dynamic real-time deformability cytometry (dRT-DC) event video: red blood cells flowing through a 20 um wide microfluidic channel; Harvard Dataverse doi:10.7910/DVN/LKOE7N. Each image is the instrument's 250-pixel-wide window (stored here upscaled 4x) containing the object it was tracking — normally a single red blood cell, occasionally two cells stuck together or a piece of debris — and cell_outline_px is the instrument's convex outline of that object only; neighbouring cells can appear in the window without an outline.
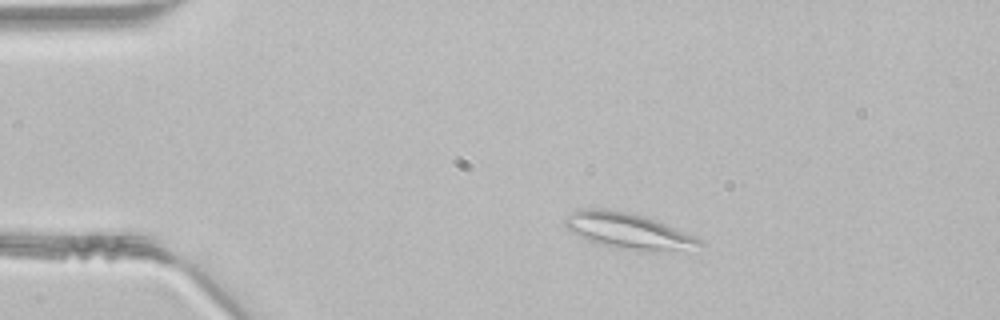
{"species": "common noctule bat (a hibernating species)", "species_latin": "Nyctalus noctula", "temperature_condition": "room temperature", "stored_images_in_passage": 44, "segment_of_instrument_passage": [1, 2], "camera_frame_rate_fps": 3000, "um_per_image_px": 0.085, "animal": {"sex": "male", "body_mass_g": 21.5, "forearm_length_mm": 52.0}, "frame": {"image": 1, "passage_image": 6, "time_ms": 1.667, "image_size_px": [1000, 320], "cell_outline_px": [[704, 244], [680, 248], [636, 252], [600, 244], [588, 240], [572, 232], [564, 224], [564, 220], [576, 208], [604, 208], [644, 216], [676, 228], [696, 236]], "centroid_in_image_um": [53.31, 19.6], "position_along_channel_um": 31.7, "area_um2": 27.46}}
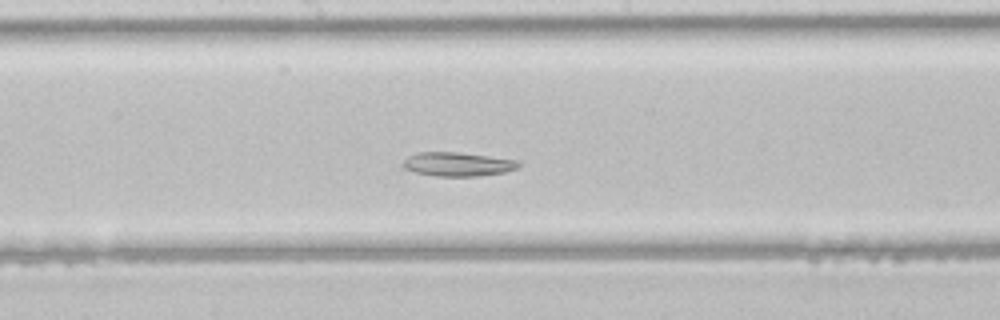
{"frame": {"image": 2, "passage_image": 22, "time_ms": 7.0, "image_size_px": [1000, 320], "cell_outline_px": [[520, 164], [516, 168], [504, 172], [480, 176], [436, 176], [416, 172], [404, 168], [404, 160], [408, 156], [416, 152], [456, 152], [520, 160]], "centroid_in_image_um": [38.92, 13.95], "position_along_channel_um": 209.3, "area_um2": 16.01}}
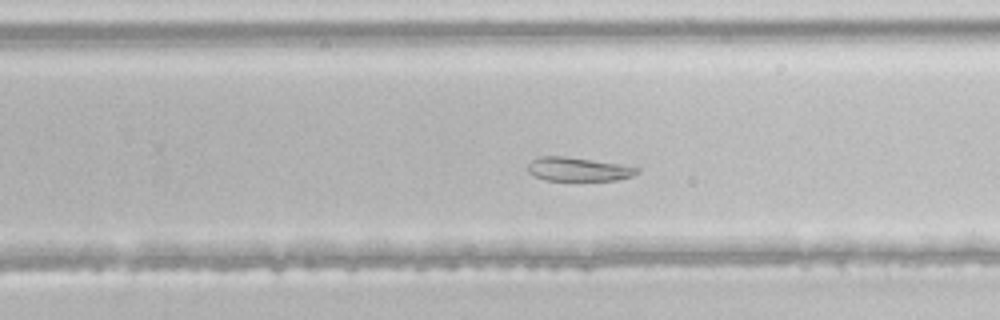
{"frame": {"image": 3, "passage_image": 27, "time_ms": 8.667, "image_size_px": [1000, 320], "cell_outline_px": [[640, 172], [632, 176], [616, 180], [544, 180], [528, 172], [528, 164], [532, 160], [540, 156], [564, 156], [620, 164], [640, 168]], "centroid_in_image_um": [49.16, 14.38], "position_along_channel_um": 280.6, "area_um2": 15.03}}